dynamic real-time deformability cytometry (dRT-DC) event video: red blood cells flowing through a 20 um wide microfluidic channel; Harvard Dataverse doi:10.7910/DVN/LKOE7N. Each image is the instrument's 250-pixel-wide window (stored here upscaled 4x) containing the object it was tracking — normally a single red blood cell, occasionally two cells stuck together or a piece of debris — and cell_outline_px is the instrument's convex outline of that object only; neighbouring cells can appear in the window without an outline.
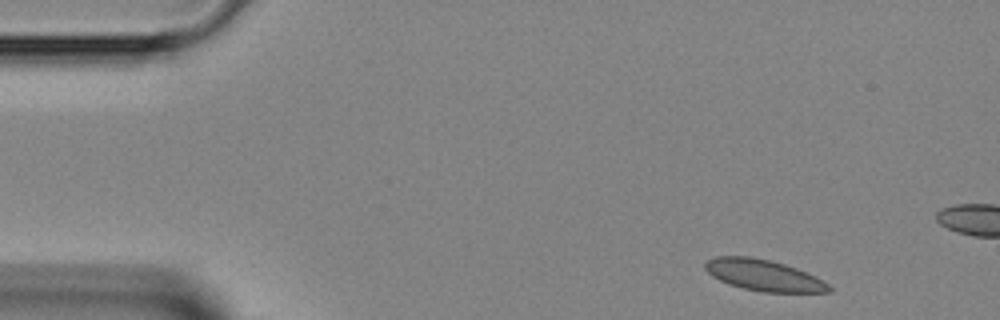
{"species": "Egyptian fruit bat (a non-hibernating species)", "species_latin": "Rousettus aegyptiacus", "temperature_condition": "room temperature", "stored_images_in_passage": 42, "camera_frame_rate_fps": 3000, "um_per_image_px": 0.085, "animal": {"sex": "female"}, "frame": {"image": 1, "passage_image": 1, "time_ms": 0.0, "image_size_px": [1000, 320], "cell_outline_px": [[832, 292], [764, 292], [744, 288], [728, 284], [712, 276], [704, 268], [704, 260], [716, 256], [752, 256], [784, 264], [796, 268], [816, 276], [828, 284], [832, 288]], "centroid_in_image_um": [64.88, 23.39], "position_along_channel_um": 20.1, "area_um2": 22.54}}
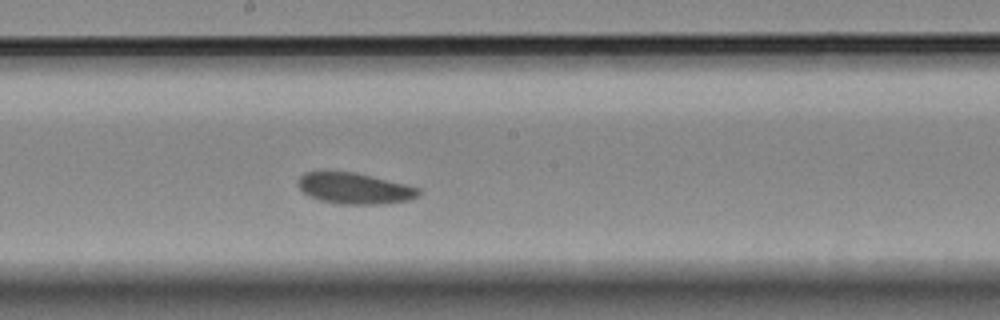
{"frame": {"image": 2, "passage_image": 20, "time_ms": 6.333, "image_size_px": [1000, 320], "cell_outline_px": [[420, 196], [408, 200], [388, 204], [340, 204], [320, 200], [308, 196], [300, 188], [296, 180], [304, 172], [320, 168], [356, 172], [420, 188]], "centroid_in_image_um": [30.06, 15.97], "position_along_channel_um": 218.1, "area_um2": 22.6}}
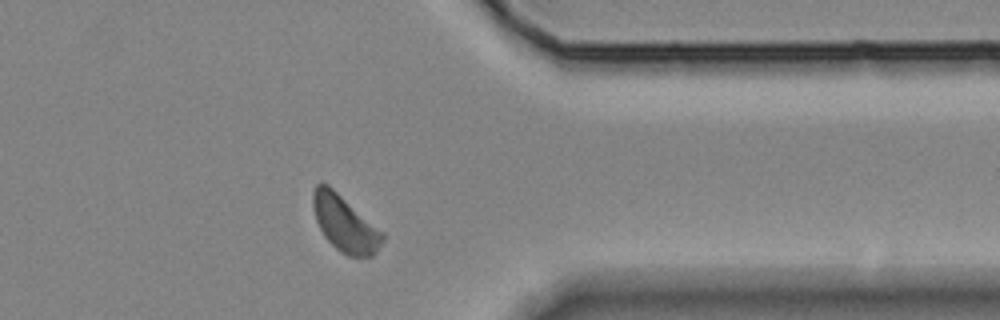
{"frame": {"image": 3, "passage_image": 32, "time_ms": 10.333, "image_size_px": [1000, 320], "cell_outline_px": [[384, 240], [376, 252], [372, 256], [348, 256], [340, 252], [324, 236], [316, 220], [312, 208], [312, 192], [316, 184], [320, 180], [328, 184], [384, 232]], "centroid_in_image_um": [29.29, 18.98], "position_along_channel_um": 382.1, "area_um2": 22.83}}